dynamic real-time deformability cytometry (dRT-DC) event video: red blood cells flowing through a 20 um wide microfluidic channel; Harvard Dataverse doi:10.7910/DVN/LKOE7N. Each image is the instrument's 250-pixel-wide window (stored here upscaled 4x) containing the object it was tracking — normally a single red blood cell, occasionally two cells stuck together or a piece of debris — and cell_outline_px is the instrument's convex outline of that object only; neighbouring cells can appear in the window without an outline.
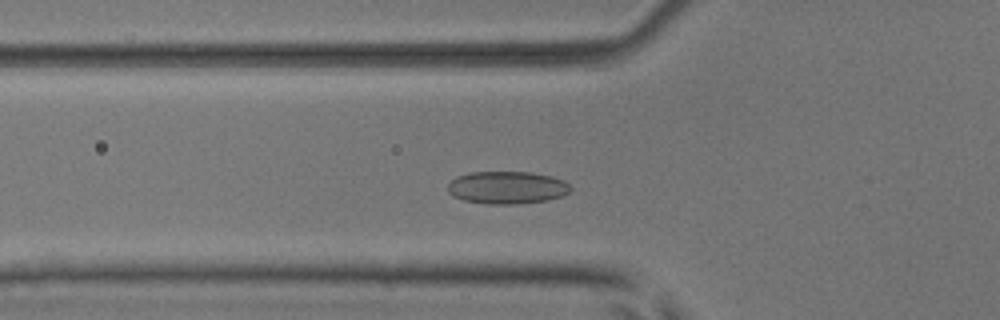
{"species": "common noctule bat (a hibernating species)", "species_latin": "Nyctalus noctula", "temperature_condition": "room temperature", "stored_images_in_passage": 46, "camera_frame_rate_fps": 3000, "um_per_image_px": 0.085, "animal": {"sex": "male", "body_mass_g": 17.9, "forearm_length_mm": 54.2}, "frame": {"image": 1, "passage_image": 13, "time_ms": 4.0, "image_size_px": [1000, 320], "cell_outline_px": [[572, 188], [568, 192], [560, 196], [548, 200], [516, 204], [488, 204], [464, 200], [452, 196], [448, 192], [448, 184], [456, 176], [472, 172], [532, 172], [552, 176], [564, 180]], "centroid_in_image_um": [43.09, 15.94], "position_along_channel_um": 82.7, "area_um2": 23.35}}
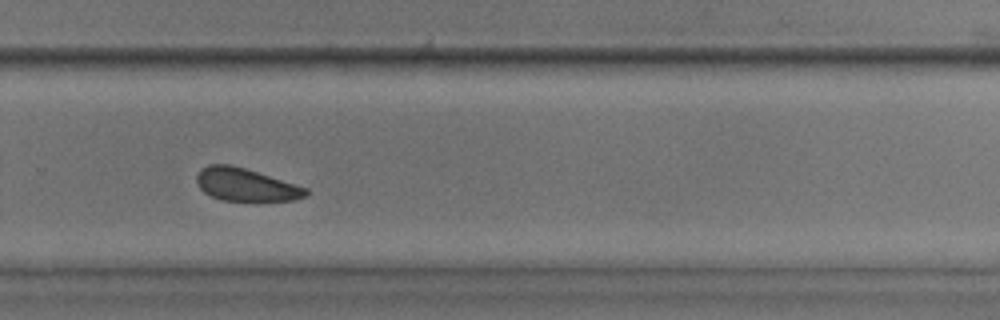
{"frame": {"image": 2, "passage_image": 30, "time_ms": 9.667, "image_size_px": [1000, 320], "cell_outline_px": [[308, 192], [304, 196], [292, 200], [220, 200], [204, 192], [200, 188], [196, 180], [196, 176], [200, 168], [208, 164], [232, 164], [296, 184], [308, 188]], "centroid_in_image_um": [20.84, 15.68], "position_along_channel_um": 309.0, "area_um2": 20.69}}
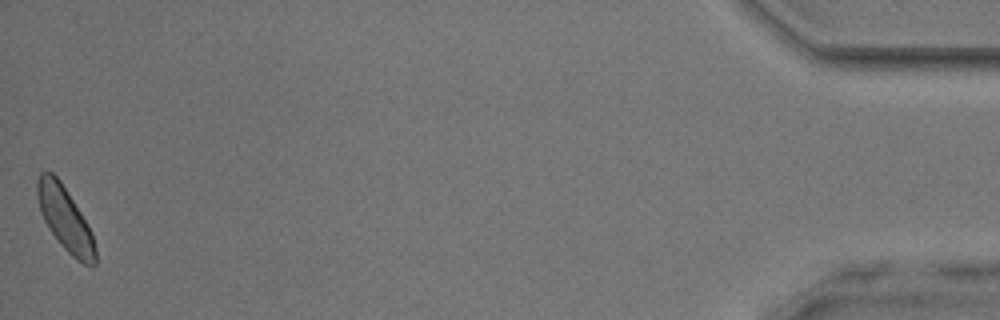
{"frame": {"image": 3, "passage_image": 46, "time_ms": 15.0, "image_size_px": [1000, 320], "cell_outline_px": [[96, 264], [92, 268], [76, 260], [64, 248], [48, 228], [40, 212], [36, 192], [36, 180], [40, 172], [52, 172], [60, 180], [88, 224], [92, 232], [96, 248]], "centroid_in_image_um": [5.54, 18.62], "position_along_channel_um": 429.7, "area_um2": 21.73}, "authors_computed_cell_mechanics": {"area_um2": 22.0218, "velocity_mm_per_s": 4.0019, "shape_relaxation_time_tau1_ms": 2.4071, "shape_relaxation_time_tau2_ms": 7.1972, "deformation_change_tau1": 0.0452, "deformation_change_tau2": 0.1311}}